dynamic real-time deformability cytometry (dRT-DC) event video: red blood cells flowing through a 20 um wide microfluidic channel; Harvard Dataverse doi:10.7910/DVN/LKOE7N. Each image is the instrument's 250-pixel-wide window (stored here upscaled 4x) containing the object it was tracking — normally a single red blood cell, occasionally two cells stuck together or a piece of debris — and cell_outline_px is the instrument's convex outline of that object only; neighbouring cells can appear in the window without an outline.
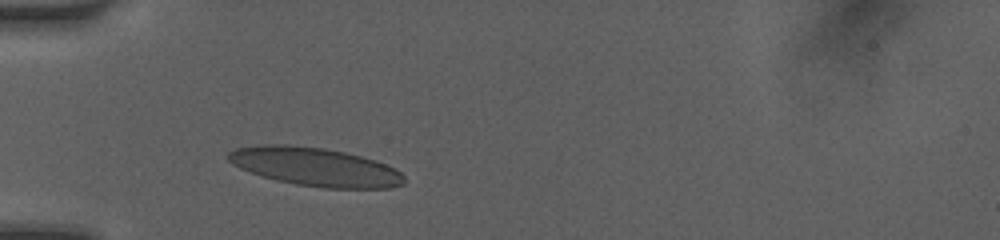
{"species": "human", "species_latin": "Homo sapiens", "temperature_condition": "room temperature", "stored_images_in_passage": 13, "camera_frame_rate_fps": 3000, "um_per_image_px": 0.085, "donor": {"sex": "female"}, "frame": {"image": 1, "passage_image": 1, "time_ms": 0.0, "image_size_px": [1000, 240], "cell_outline_px": [[404, 184], [392, 188], [324, 188], [296, 184], [276, 180], [240, 168], [232, 164], [224, 156], [228, 152], [236, 148], [260, 144], [288, 144], [324, 148], [344, 152], [376, 160], [396, 168], [404, 176]], "centroid_in_image_um": [26.79, 14.17], "position_along_channel_um": 58.2, "area_um2": 39.59}}
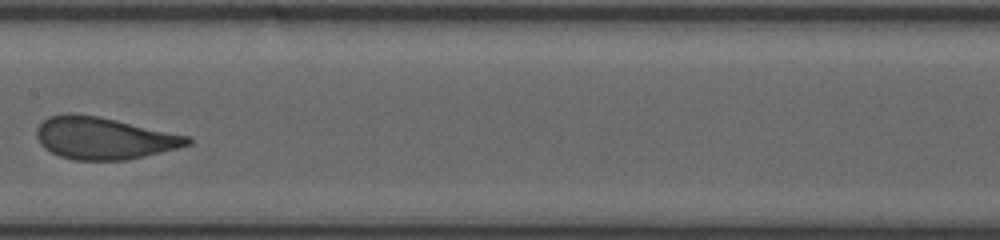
{"frame": {"image": 2, "passage_image": 6, "time_ms": 3.667, "image_size_px": [1000, 240], "cell_outline_px": [[192, 144], [160, 152], [124, 160], [76, 160], [60, 156], [44, 148], [40, 144], [36, 136], [36, 128], [48, 116], [68, 112], [76, 112], [100, 116], [192, 136]], "centroid_in_image_um": [8.82, 11.71], "position_along_channel_um": 198.6, "area_um2": 37.34}}
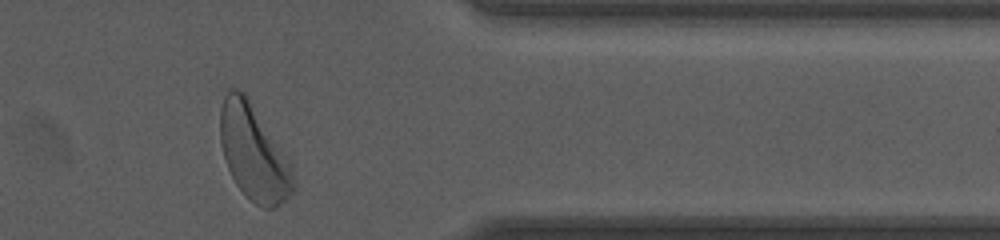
{"frame": {"image": 3, "passage_image": 13, "time_ms": 8.667, "image_size_px": [1000, 240], "cell_outline_px": [[296, 188], [276, 208], [264, 208], [256, 204], [236, 184], [228, 168], [224, 156], [220, 140], [220, 108], [224, 96], [228, 88], [236, 88], [244, 92], [288, 156], [292, 164], [296, 184]], "centroid_in_image_um": [21.59, 12.96], "position_along_channel_um": 389.8, "area_um2": 40.75}, "authors_computed_cell_mechanics": {"area_um2": 37.3388, "velocity_mm_per_s": 4.0729, "shape_relaxation_time_tau1_ms": 2.7908, "shape_relaxation_time_tau2_ms": null, "deformation_change_tau1": 0.1051, "deformation_change_tau2": null}}